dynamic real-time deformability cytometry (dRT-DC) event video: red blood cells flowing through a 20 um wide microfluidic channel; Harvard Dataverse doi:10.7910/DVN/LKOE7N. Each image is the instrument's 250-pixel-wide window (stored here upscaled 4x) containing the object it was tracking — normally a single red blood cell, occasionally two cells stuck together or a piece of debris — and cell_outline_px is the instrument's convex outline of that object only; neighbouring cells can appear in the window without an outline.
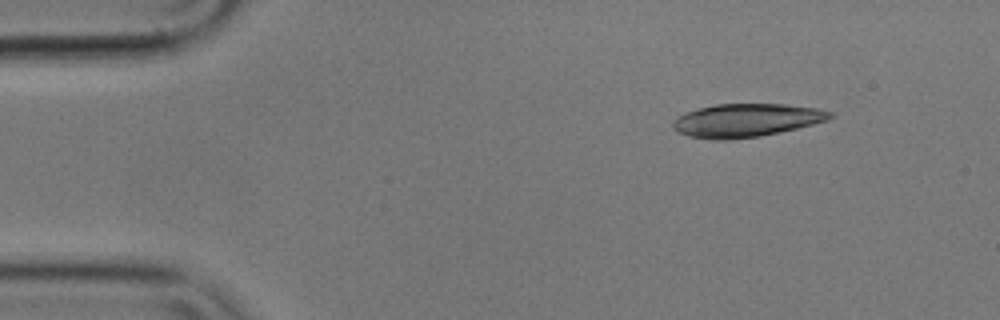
{"species": "common noctule bat (a hibernating species)", "species_latin": "Nyctalus noctula", "temperature_condition": "cold", "stored_images_in_passage": 6, "segment_of_instrument_passage": [2, 2], "camera_frame_rate_fps": 3000, "um_per_image_px": 0.085, "animal": {"sex": "male", "body_mass_g": 17.9}, "frame": {"image": 1, "passage_image": 6, "time_ms": 1.667, "image_size_px": [1000, 320], "cell_outline_px": [[836, 116], [828, 120], [780, 132], [760, 136], [728, 140], [712, 140], [688, 136], [672, 128], [672, 124], [680, 116], [688, 112], [700, 108], [716, 104], [784, 104], [816, 108], [832, 112]], "centroid_in_image_um": [63.47, 10.23], "position_along_channel_um": 21.5, "area_um2": 30.23}}